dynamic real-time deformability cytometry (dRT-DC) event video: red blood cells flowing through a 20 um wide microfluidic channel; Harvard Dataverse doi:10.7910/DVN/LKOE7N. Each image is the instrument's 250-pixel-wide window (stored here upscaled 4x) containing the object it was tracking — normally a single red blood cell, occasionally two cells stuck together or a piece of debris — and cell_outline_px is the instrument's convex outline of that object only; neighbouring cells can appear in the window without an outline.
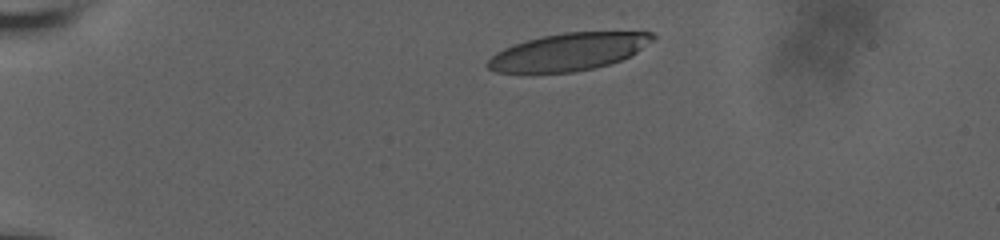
{"species": "human", "species_latin": "Homo sapiens", "temperature_condition": "room temperature", "stored_images_in_passage": 38, "camera_frame_rate_fps": 3000, "um_per_image_px": 0.085, "donor": {"sex": "male"}, "frame": {"image": 1, "passage_image": 1, "time_ms": 0.0, "image_size_px": [1000, 240], "cell_outline_px": [[656, 36], [652, 40], [636, 52], [620, 60], [608, 64], [592, 68], [572, 72], [496, 72], [488, 68], [484, 64], [496, 52], [512, 44], [544, 36], [564, 32], [620, 28], [652, 32]], "centroid_in_image_um": [48.42, 4.34], "position_along_channel_um": 36.6, "area_um2": 36.7}}
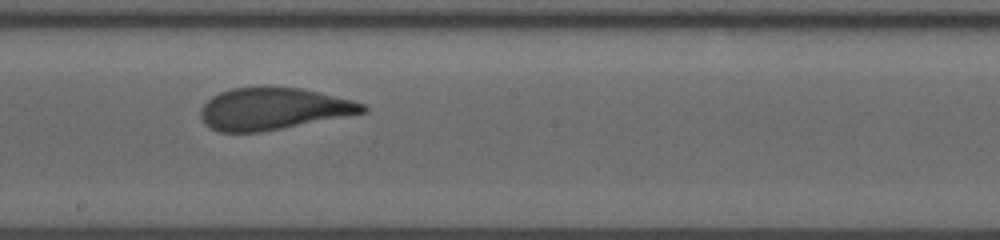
{"frame": {"image": 2, "passage_image": 22, "time_ms": 7.0, "image_size_px": [1000, 240], "cell_outline_px": [[368, 112], [260, 132], [220, 132], [208, 128], [204, 124], [200, 116], [200, 108], [212, 96], [220, 92], [232, 88], [260, 84], [268, 84], [300, 88], [320, 92], [352, 100], [364, 104], [368, 108]], "centroid_in_image_um": [23.19, 9.21], "position_along_channel_um": 225.0, "area_um2": 40.4}}
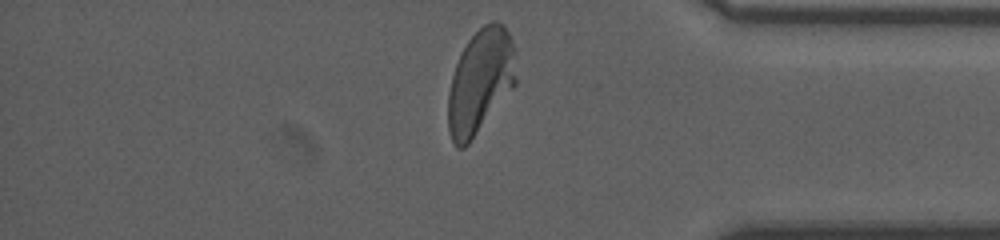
{"frame": {"image": 3, "passage_image": 37, "time_ms": 12.0, "image_size_px": [1000, 240], "cell_outline_px": [[516, 84], [468, 144], [464, 148], [456, 148], [448, 132], [448, 92], [452, 76], [460, 52], [468, 40], [484, 24], [492, 20], [496, 20], [504, 24], [508, 32], [512, 44], [516, 80]], "centroid_in_image_um": [40.8, 6.92], "position_along_channel_um": 394.4, "area_um2": 41.1}, "authors_computed_cell_mechanics": {"area_um2": 40.4022, "velocity_mm_per_s": 3.6922, "shape_relaxation_time_tau1_ms": 6.5367, "shape_relaxation_time_tau2_ms": 0.8361, "deformation_change_tau1": 0.2412, "deformation_change_tau2": 0.0867}}